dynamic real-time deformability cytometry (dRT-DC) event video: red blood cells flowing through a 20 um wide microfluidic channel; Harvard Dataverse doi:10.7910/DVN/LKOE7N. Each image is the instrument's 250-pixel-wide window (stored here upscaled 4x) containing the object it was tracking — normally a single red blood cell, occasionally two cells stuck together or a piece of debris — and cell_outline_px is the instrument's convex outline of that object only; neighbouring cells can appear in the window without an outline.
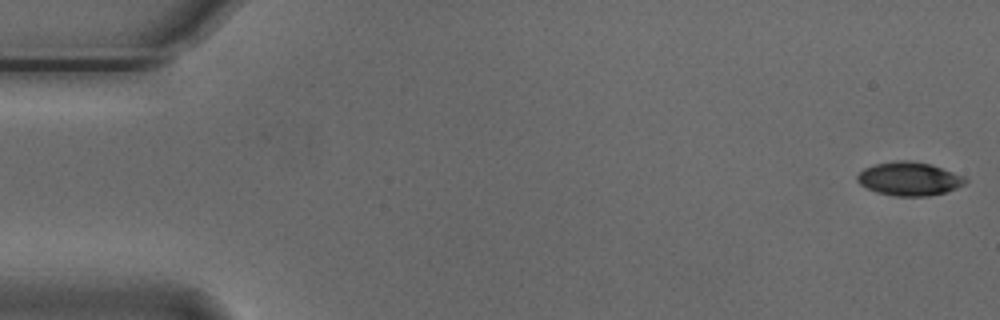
{"species": "Egyptian fruit bat (a non-hibernating species)", "species_latin": "Rousettus aegyptiacus", "temperature_condition": "cold", "stored_images_in_passage": 2, "camera_frame_rate_fps": 3000, "um_per_image_px": 0.085, "animal": {"sex": "male"}, "frame": {"image": 1, "passage_image": 2, "time_ms": 0.333, "image_size_px": [1000, 320], "cell_outline_px": [[968, 180], [964, 184], [956, 188], [944, 192], [928, 196], [896, 196], [876, 192], [860, 184], [856, 180], [856, 176], [864, 168], [876, 164], [896, 160], [908, 160], [932, 164], [964, 176]], "centroid_in_image_um": [77.28, 15.19], "position_along_channel_um": 7.7, "area_um2": 21.1}}